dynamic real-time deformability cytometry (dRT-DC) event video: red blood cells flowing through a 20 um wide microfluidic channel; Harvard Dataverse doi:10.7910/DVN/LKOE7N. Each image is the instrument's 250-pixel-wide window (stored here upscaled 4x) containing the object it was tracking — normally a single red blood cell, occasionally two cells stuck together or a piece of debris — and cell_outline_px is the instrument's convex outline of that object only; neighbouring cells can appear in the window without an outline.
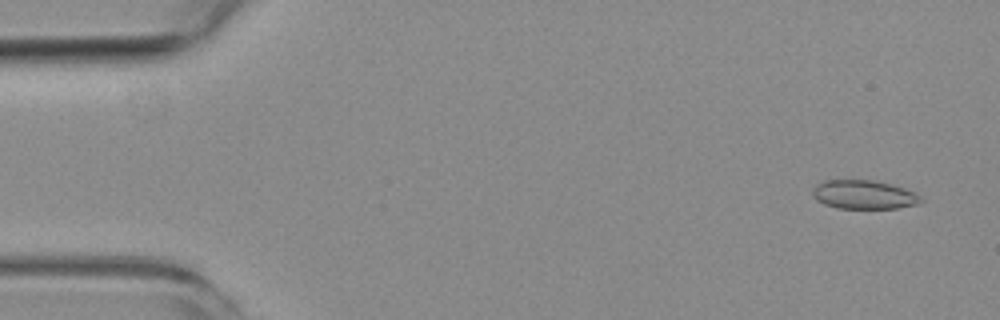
{"species": "common noctule bat (a hibernating species)", "species_latin": "Nyctalus noctula", "temperature_condition": "room temperature", "stored_images_in_passage": 4, "camera_frame_rate_fps": 3000, "um_per_image_px": 0.085, "animal": {"sex": "female", "body_mass_g": 19.3, "forearm_length_mm": 54.1}, "frame": {"image": 1, "passage_image": 1, "time_ms": 0.0, "image_size_px": [1000, 320], "cell_outline_px": [[924, 200], [920, 204], [896, 208], [836, 208], [824, 204], [816, 200], [812, 196], [812, 188], [816, 184], [824, 180], [876, 180], [892, 184], [904, 188], [924, 196]], "centroid_in_image_um": [73.45, 16.54], "position_along_channel_um": 11.6, "area_um2": 18.55}}